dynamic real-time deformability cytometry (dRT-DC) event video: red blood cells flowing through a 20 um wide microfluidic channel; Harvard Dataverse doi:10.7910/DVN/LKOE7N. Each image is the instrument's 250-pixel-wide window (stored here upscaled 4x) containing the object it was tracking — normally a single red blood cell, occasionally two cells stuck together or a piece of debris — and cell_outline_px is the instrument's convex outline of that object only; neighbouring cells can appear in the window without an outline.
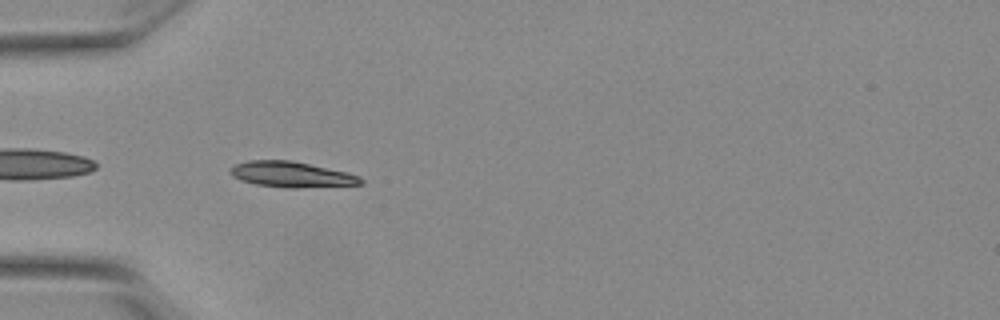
{"species": "Egyptian fruit bat (a non-hibernating species)", "species_latin": "Rousettus aegyptiacus", "temperature_condition": "warm", "stored_images_in_passage": 38, "camera_frame_rate_fps": 3000, "um_per_image_px": 0.085, "animal": {"sex": "female"}, "frame": {"image": 1, "passage_image": 2, "time_ms": 0.333, "image_size_px": [1000, 320], "cell_outline_px": [[364, 184], [296, 188], [288, 188], [256, 184], [240, 180], [232, 176], [228, 172], [228, 168], [236, 164], [248, 160], [292, 160], [348, 172], [360, 176], [364, 180]], "centroid_in_image_um": [24.77, 14.82], "position_along_channel_um": 60.2, "area_um2": 19.71}}
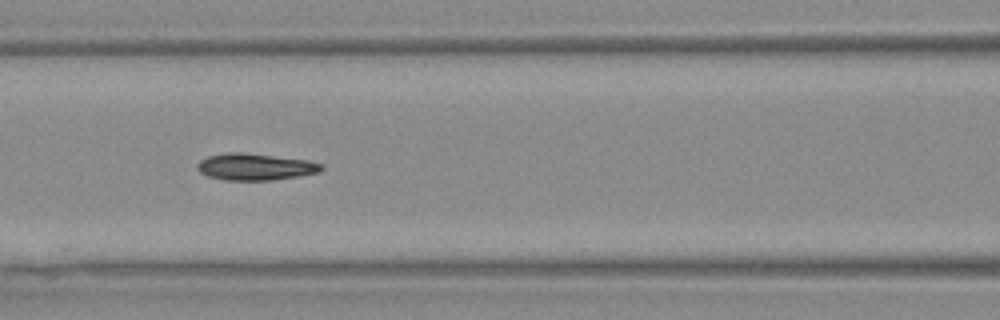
{"frame": {"image": 2, "passage_image": 9, "time_ms": 2.667, "image_size_px": [1000, 320], "cell_outline_px": [[324, 168], [320, 172], [300, 176], [272, 180], [224, 180], [208, 176], [200, 172], [196, 168], [196, 164], [200, 160], [208, 156], [228, 152], [240, 152], [308, 160], [320, 164]], "centroid_in_image_um": [21.67, 14.18], "position_along_channel_um": 144.9, "area_um2": 19.31}}
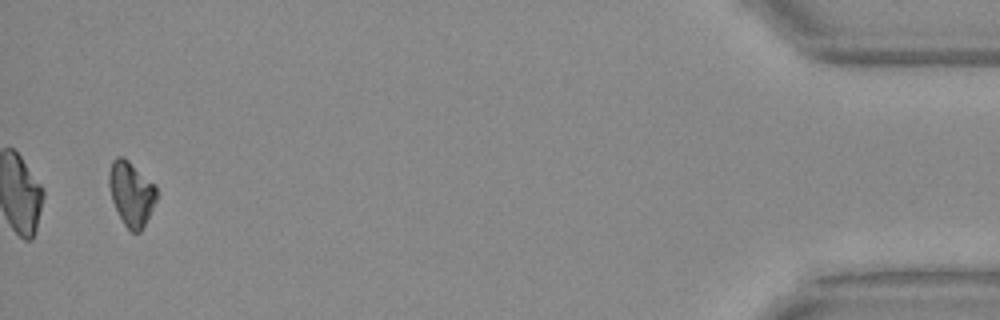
{"frame": {"image": 3, "passage_image": 37, "time_ms": 12.0, "image_size_px": [1000, 320], "cell_outline_px": [[156, 200], [140, 232], [132, 232], [124, 224], [112, 200], [108, 184], [108, 172], [112, 160], [116, 156], [124, 156], [156, 184]], "centroid_in_image_um": [11.14, 16.39], "position_along_channel_um": 424.1, "area_um2": 17.8}, "authors_computed_cell_mechanics": {"area_um2": 18.8139, "velocity_mm_per_s": 3.8496, "shape_relaxation_time_tau1_ms": 7.1697, "shape_relaxation_time_tau2_ms": null, "deformation_change_tau1": 0.1984, "deformation_change_tau2": null}}